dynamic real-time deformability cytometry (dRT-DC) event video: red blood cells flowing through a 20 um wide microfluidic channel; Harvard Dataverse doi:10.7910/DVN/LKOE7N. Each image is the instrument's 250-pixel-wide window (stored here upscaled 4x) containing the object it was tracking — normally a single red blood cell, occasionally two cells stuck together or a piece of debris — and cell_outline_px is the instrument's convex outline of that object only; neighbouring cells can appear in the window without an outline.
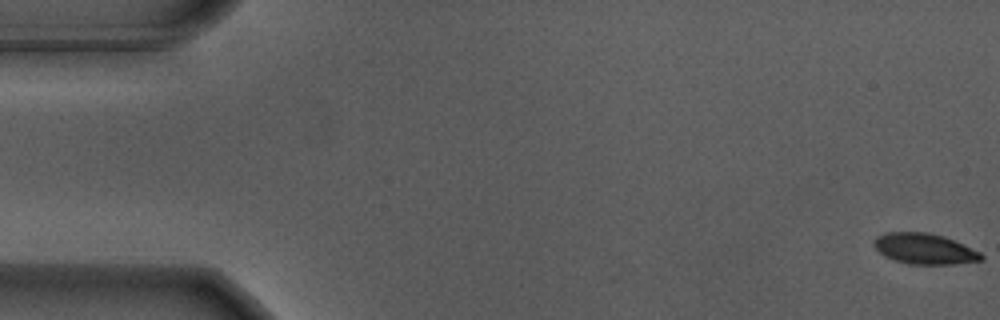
{"species": "Egyptian fruit bat (a non-hibernating species)", "species_latin": "Rousettus aegyptiacus", "temperature_condition": "warm", "stored_images_in_passage": 56, "camera_frame_rate_fps": 3000, "um_per_image_px": 0.085, "animal": {"sex": "male"}, "frame": {"image": 1, "passage_image": 1, "time_ms": 0.0, "image_size_px": [1000, 320], "cell_outline_px": [[984, 260], [952, 264], [908, 264], [884, 256], [872, 244], [876, 236], [888, 232], [928, 232], [944, 236], [964, 244], [980, 252], [984, 256]], "centroid_in_image_um": [78.59, 21.14], "position_along_channel_um": 6.4, "area_um2": 19.25}}
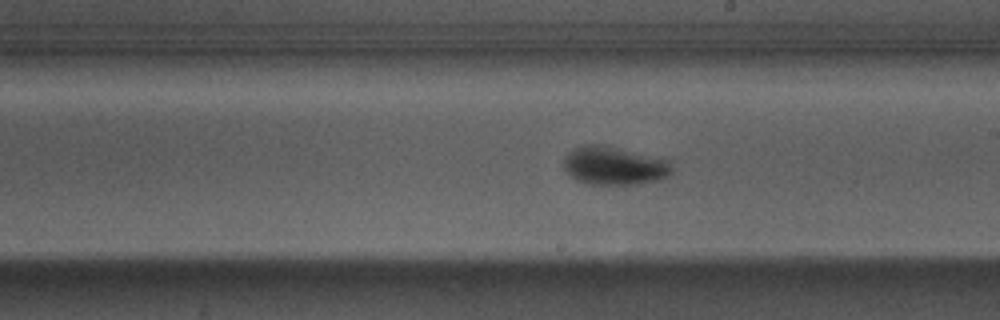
{"frame": {"image": 2, "passage_image": 32, "time_ms": 10.333, "image_size_px": [1000, 320], "cell_outline_px": [[672, 172], [668, 176], [660, 180], [640, 184], [584, 184], [576, 180], [564, 168], [564, 156], [572, 148], [584, 144], [604, 144], [668, 160], [672, 168]], "centroid_in_image_um": [52.18, 14.08], "position_along_channel_um": 236.8, "area_um2": 24.39}}
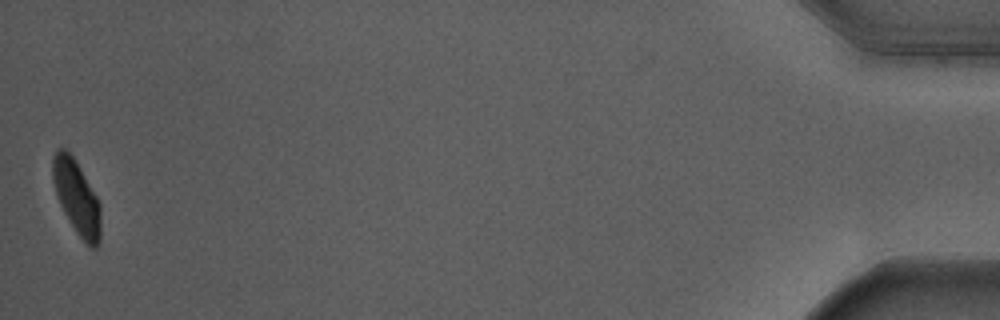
{"frame": {"image": 3, "passage_image": 56, "time_ms": 18.333, "image_size_px": [1000, 320], "cell_outline_px": [[100, 240], [96, 248], [92, 248], [76, 232], [64, 212], [60, 204], [52, 180], [52, 156], [56, 148], [64, 148], [72, 156], [80, 168], [96, 196], [100, 204]], "centroid_in_image_um": [6.5, 16.75], "position_along_channel_um": 428.7, "area_um2": 20.4}, "authors_computed_cell_mechanics": {"area_um2": 21.7328, "velocity_mm_per_s": 3.6792, "shape_relaxation_time_tau1_ms": 2.3601, "shape_relaxation_time_tau2_ms": null, "deformation_change_tau1": 0.1455, "deformation_change_tau2": null}}